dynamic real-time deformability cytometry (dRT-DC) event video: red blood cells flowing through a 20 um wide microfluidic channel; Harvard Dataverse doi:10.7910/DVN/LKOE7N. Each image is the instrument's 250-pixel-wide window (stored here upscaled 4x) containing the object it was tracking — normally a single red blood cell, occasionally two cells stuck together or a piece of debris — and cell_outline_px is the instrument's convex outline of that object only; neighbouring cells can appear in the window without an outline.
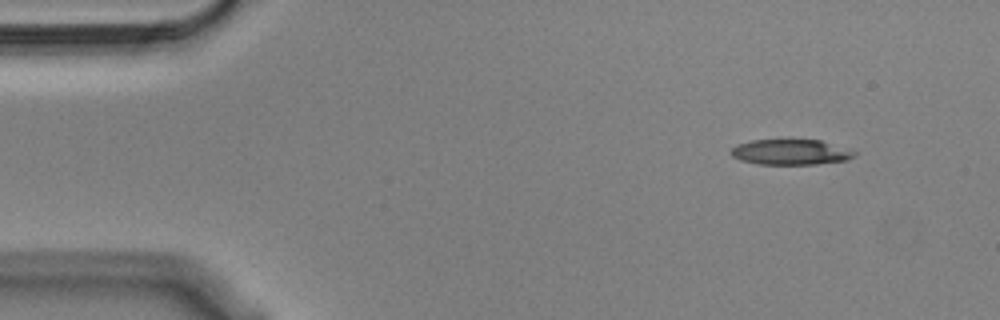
{"species": "Egyptian fruit bat (a non-hibernating species)", "species_latin": "Rousettus aegyptiacus", "temperature_condition": "cold", "stored_images_in_passage": 11, "camera_frame_rate_fps": 3000, "um_per_image_px": 0.085, "animal": {"sex": "male"}, "frame": {"image": 1, "passage_image": 1, "time_ms": 0.0, "image_size_px": [1000, 320], "cell_outline_px": [[856, 156], [848, 160], [816, 164], [756, 164], [740, 160], [732, 156], [728, 152], [736, 144], [752, 140], [820, 140], [856, 152]], "centroid_in_image_um": [67.16, 12.93], "position_along_channel_um": 17.8, "area_um2": 18.26}}